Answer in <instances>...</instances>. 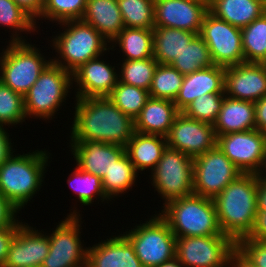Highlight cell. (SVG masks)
Returning <instances> with one entry per match:
<instances>
[{
    "mask_svg": "<svg viewBox=\"0 0 266 267\" xmlns=\"http://www.w3.org/2000/svg\"><path fill=\"white\" fill-rule=\"evenodd\" d=\"M75 99L70 142L97 141L126 146L135 132L131 117L108 97Z\"/></svg>",
    "mask_w": 266,
    "mask_h": 267,
    "instance_id": "obj_1",
    "label": "cell"
},
{
    "mask_svg": "<svg viewBox=\"0 0 266 267\" xmlns=\"http://www.w3.org/2000/svg\"><path fill=\"white\" fill-rule=\"evenodd\" d=\"M223 234L235 243L247 237L257 214V175L242 173L213 199Z\"/></svg>",
    "mask_w": 266,
    "mask_h": 267,
    "instance_id": "obj_2",
    "label": "cell"
},
{
    "mask_svg": "<svg viewBox=\"0 0 266 267\" xmlns=\"http://www.w3.org/2000/svg\"><path fill=\"white\" fill-rule=\"evenodd\" d=\"M48 153L35 150L13 154L0 166V193L19 211L40 191L50 162Z\"/></svg>",
    "mask_w": 266,
    "mask_h": 267,
    "instance_id": "obj_3",
    "label": "cell"
},
{
    "mask_svg": "<svg viewBox=\"0 0 266 267\" xmlns=\"http://www.w3.org/2000/svg\"><path fill=\"white\" fill-rule=\"evenodd\" d=\"M59 24L61 28L65 27L64 31L51 39L53 50L59 56L51 60L64 70L73 73L82 64L104 55L105 51L109 52L110 42L82 19L68 20L57 25Z\"/></svg>",
    "mask_w": 266,
    "mask_h": 267,
    "instance_id": "obj_4",
    "label": "cell"
},
{
    "mask_svg": "<svg viewBox=\"0 0 266 267\" xmlns=\"http://www.w3.org/2000/svg\"><path fill=\"white\" fill-rule=\"evenodd\" d=\"M163 205L159 214L176 238L225 235L220 229L213 199L193 193Z\"/></svg>",
    "mask_w": 266,
    "mask_h": 267,
    "instance_id": "obj_5",
    "label": "cell"
},
{
    "mask_svg": "<svg viewBox=\"0 0 266 267\" xmlns=\"http://www.w3.org/2000/svg\"><path fill=\"white\" fill-rule=\"evenodd\" d=\"M0 55V81L23 96L52 61L27 41L9 42Z\"/></svg>",
    "mask_w": 266,
    "mask_h": 267,
    "instance_id": "obj_6",
    "label": "cell"
},
{
    "mask_svg": "<svg viewBox=\"0 0 266 267\" xmlns=\"http://www.w3.org/2000/svg\"><path fill=\"white\" fill-rule=\"evenodd\" d=\"M71 87L72 73L51 61L24 96L26 118L52 120Z\"/></svg>",
    "mask_w": 266,
    "mask_h": 267,
    "instance_id": "obj_7",
    "label": "cell"
},
{
    "mask_svg": "<svg viewBox=\"0 0 266 267\" xmlns=\"http://www.w3.org/2000/svg\"><path fill=\"white\" fill-rule=\"evenodd\" d=\"M154 215L145 223L123 232L143 267H156L175 257L176 236L159 213Z\"/></svg>",
    "mask_w": 266,
    "mask_h": 267,
    "instance_id": "obj_8",
    "label": "cell"
},
{
    "mask_svg": "<svg viewBox=\"0 0 266 267\" xmlns=\"http://www.w3.org/2000/svg\"><path fill=\"white\" fill-rule=\"evenodd\" d=\"M149 177L164 204L189 196L193 194V158L166 147Z\"/></svg>",
    "mask_w": 266,
    "mask_h": 267,
    "instance_id": "obj_9",
    "label": "cell"
},
{
    "mask_svg": "<svg viewBox=\"0 0 266 267\" xmlns=\"http://www.w3.org/2000/svg\"><path fill=\"white\" fill-rule=\"evenodd\" d=\"M76 209H71L73 212L61 220L53 233L48 235L49 254L41 267H76L87 261L88 248L83 247L80 239L82 217Z\"/></svg>",
    "mask_w": 266,
    "mask_h": 267,
    "instance_id": "obj_10",
    "label": "cell"
},
{
    "mask_svg": "<svg viewBox=\"0 0 266 267\" xmlns=\"http://www.w3.org/2000/svg\"><path fill=\"white\" fill-rule=\"evenodd\" d=\"M241 174L216 145L193 158V193L214 199Z\"/></svg>",
    "mask_w": 266,
    "mask_h": 267,
    "instance_id": "obj_11",
    "label": "cell"
},
{
    "mask_svg": "<svg viewBox=\"0 0 266 267\" xmlns=\"http://www.w3.org/2000/svg\"><path fill=\"white\" fill-rule=\"evenodd\" d=\"M236 243L227 235L176 238L175 257L184 267H228Z\"/></svg>",
    "mask_w": 266,
    "mask_h": 267,
    "instance_id": "obj_12",
    "label": "cell"
},
{
    "mask_svg": "<svg viewBox=\"0 0 266 267\" xmlns=\"http://www.w3.org/2000/svg\"><path fill=\"white\" fill-rule=\"evenodd\" d=\"M199 35L209 48L214 65L226 68L244 63L241 28L215 17L208 11Z\"/></svg>",
    "mask_w": 266,
    "mask_h": 267,
    "instance_id": "obj_13",
    "label": "cell"
},
{
    "mask_svg": "<svg viewBox=\"0 0 266 267\" xmlns=\"http://www.w3.org/2000/svg\"><path fill=\"white\" fill-rule=\"evenodd\" d=\"M216 145L242 173L256 174L266 152V138L258 129L219 135Z\"/></svg>",
    "mask_w": 266,
    "mask_h": 267,
    "instance_id": "obj_14",
    "label": "cell"
},
{
    "mask_svg": "<svg viewBox=\"0 0 266 267\" xmlns=\"http://www.w3.org/2000/svg\"><path fill=\"white\" fill-rule=\"evenodd\" d=\"M167 147L195 158L216 146L212 124L189 118L180 112L166 136Z\"/></svg>",
    "mask_w": 266,
    "mask_h": 267,
    "instance_id": "obj_15",
    "label": "cell"
},
{
    "mask_svg": "<svg viewBox=\"0 0 266 267\" xmlns=\"http://www.w3.org/2000/svg\"><path fill=\"white\" fill-rule=\"evenodd\" d=\"M225 96L256 102L266 95V64L240 63L225 68Z\"/></svg>",
    "mask_w": 266,
    "mask_h": 267,
    "instance_id": "obj_16",
    "label": "cell"
},
{
    "mask_svg": "<svg viewBox=\"0 0 266 267\" xmlns=\"http://www.w3.org/2000/svg\"><path fill=\"white\" fill-rule=\"evenodd\" d=\"M41 232L23 222L11 241L5 267H41L50 249L49 233Z\"/></svg>",
    "mask_w": 266,
    "mask_h": 267,
    "instance_id": "obj_17",
    "label": "cell"
},
{
    "mask_svg": "<svg viewBox=\"0 0 266 267\" xmlns=\"http://www.w3.org/2000/svg\"><path fill=\"white\" fill-rule=\"evenodd\" d=\"M155 27L184 29L200 34L208 5L194 0H154Z\"/></svg>",
    "mask_w": 266,
    "mask_h": 267,
    "instance_id": "obj_18",
    "label": "cell"
},
{
    "mask_svg": "<svg viewBox=\"0 0 266 267\" xmlns=\"http://www.w3.org/2000/svg\"><path fill=\"white\" fill-rule=\"evenodd\" d=\"M100 57L89 60L72 73L77 87L75 98L108 97L117 86L119 72Z\"/></svg>",
    "mask_w": 266,
    "mask_h": 267,
    "instance_id": "obj_19",
    "label": "cell"
},
{
    "mask_svg": "<svg viewBox=\"0 0 266 267\" xmlns=\"http://www.w3.org/2000/svg\"><path fill=\"white\" fill-rule=\"evenodd\" d=\"M71 155L76 165L84 172L101 179L108 173L114 163L125 153L126 148L117 144L97 141L70 142Z\"/></svg>",
    "mask_w": 266,
    "mask_h": 267,
    "instance_id": "obj_20",
    "label": "cell"
},
{
    "mask_svg": "<svg viewBox=\"0 0 266 267\" xmlns=\"http://www.w3.org/2000/svg\"><path fill=\"white\" fill-rule=\"evenodd\" d=\"M87 262L90 267H143L133 245L123 234L88 247Z\"/></svg>",
    "mask_w": 266,
    "mask_h": 267,
    "instance_id": "obj_21",
    "label": "cell"
},
{
    "mask_svg": "<svg viewBox=\"0 0 266 267\" xmlns=\"http://www.w3.org/2000/svg\"><path fill=\"white\" fill-rule=\"evenodd\" d=\"M225 68L213 65L185 75L174 104L182 112L196 98L205 94L225 93Z\"/></svg>",
    "mask_w": 266,
    "mask_h": 267,
    "instance_id": "obj_22",
    "label": "cell"
},
{
    "mask_svg": "<svg viewBox=\"0 0 266 267\" xmlns=\"http://www.w3.org/2000/svg\"><path fill=\"white\" fill-rule=\"evenodd\" d=\"M179 113L174 101L149 97L134 119V130L141 134L166 137Z\"/></svg>",
    "mask_w": 266,
    "mask_h": 267,
    "instance_id": "obj_23",
    "label": "cell"
},
{
    "mask_svg": "<svg viewBox=\"0 0 266 267\" xmlns=\"http://www.w3.org/2000/svg\"><path fill=\"white\" fill-rule=\"evenodd\" d=\"M213 126L216 137L256 129L254 102L225 96Z\"/></svg>",
    "mask_w": 266,
    "mask_h": 267,
    "instance_id": "obj_24",
    "label": "cell"
},
{
    "mask_svg": "<svg viewBox=\"0 0 266 267\" xmlns=\"http://www.w3.org/2000/svg\"><path fill=\"white\" fill-rule=\"evenodd\" d=\"M82 20L111 42L124 28L117 0H87Z\"/></svg>",
    "mask_w": 266,
    "mask_h": 267,
    "instance_id": "obj_25",
    "label": "cell"
},
{
    "mask_svg": "<svg viewBox=\"0 0 266 267\" xmlns=\"http://www.w3.org/2000/svg\"><path fill=\"white\" fill-rule=\"evenodd\" d=\"M208 11L233 26L243 28L266 12V0H210Z\"/></svg>",
    "mask_w": 266,
    "mask_h": 267,
    "instance_id": "obj_26",
    "label": "cell"
},
{
    "mask_svg": "<svg viewBox=\"0 0 266 267\" xmlns=\"http://www.w3.org/2000/svg\"><path fill=\"white\" fill-rule=\"evenodd\" d=\"M167 147V140L162 135L141 134L134 132L126 144V153L135 170L143 172L153 170Z\"/></svg>",
    "mask_w": 266,
    "mask_h": 267,
    "instance_id": "obj_27",
    "label": "cell"
},
{
    "mask_svg": "<svg viewBox=\"0 0 266 267\" xmlns=\"http://www.w3.org/2000/svg\"><path fill=\"white\" fill-rule=\"evenodd\" d=\"M196 35L184 29L154 27L153 58L158 64L170 65Z\"/></svg>",
    "mask_w": 266,
    "mask_h": 267,
    "instance_id": "obj_28",
    "label": "cell"
},
{
    "mask_svg": "<svg viewBox=\"0 0 266 267\" xmlns=\"http://www.w3.org/2000/svg\"><path fill=\"white\" fill-rule=\"evenodd\" d=\"M115 43V45H114ZM110 50L119 46L125 55L123 60H142L153 57V29L129 28L123 30L110 42Z\"/></svg>",
    "mask_w": 266,
    "mask_h": 267,
    "instance_id": "obj_29",
    "label": "cell"
},
{
    "mask_svg": "<svg viewBox=\"0 0 266 267\" xmlns=\"http://www.w3.org/2000/svg\"><path fill=\"white\" fill-rule=\"evenodd\" d=\"M137 175H139L138 172L127 153H125L102 178V186L106 197L111 201V199L114 200L113 197H120L119 194L128 192L127 190L135 186Z\"/></svg>",
    "mask_w": 266,
    "mask_h": 267,
    "instance_id": "obj_30",
    "label": "cell"
},
{
    "mask_svg": "<svg viewBox=\"0 0 266 267\" xmlns=\"http://www.w3.org/2000/svg\"><path fill=\"white\" fill-rule=\"evenodd\" d=\"M244 62L266 64V12L241 28Z\"/></svg>",
    "mask_w": 266,
    "mask_h": 267,
    "instance_id": "obj_31",
    "label": "cell"
},
{
    "mask_svg": "<svg viewBox=\"0 0 266 267\" xmlns=\"http://www.w3.org/2000/svg\"><path fill=\"white\" fill-rule=\"evenodd\" d=\"M170 65L185 76L200 69L211 67L214 63L209 48L198 34Z\"/></svg>",
    "mask_w": 266,
    "mask_h": 267,
    "instance_id": "obj_32",
    "label": "cell"
},
{
    "mask_svg": "<svg viewBox=\"0 0 266 267\" xmlns=\"http://www.w3.org/2000/svg\"><path fill=\"white\" fill-rule=\"evenodd\" d=\"M0 26L12 30L10 42H25L20 33L31 34L37 30L35 21L13 0H0Z\"/></svg>",
    "mask_w": 266,
    "mask_h": 267,
    "instance_id": "obj_33",
    "label": "cell"
},
{
    "mask_svg": "<svg viewBox=\"0 0 266 267\" xmlns=\"http://www.w3.org/2000/svg\"><path fill=\"white\" fill-rule=\"evenodd\" d=\"M124 27L153 29L155 27L154 0H117Z\"/></svg>",
    "mask_w": 266,
    "mask_h": 267,
    "instance_id": "obj_34",
    "label": "cell"
},
{
    "mask_svg": "<svg viewBox=\"0 0 266 267\" xmlns=\"http://www.w3.org/2000/svg\"><path fill=\"white\" fill-rule=\"evenodd\" d=\"M69 176L68 186L78 195L77 199L82 205H91L94 199L102 200L101 202L109 201L104 193L100 177L82 171L77 165Z\"/></svg>",
    "mask_w": 266,
    "mask_h": 267,
    "instance_id": "obj_35",
    "label": "cell"
},
{
    "mask_svg": "<svg viewBox=\"0 0 266 267\" xmlns=\"http://www.w3.org/2000/svg\"><path fill=\"white\" fill-rule=\"evenodd\" d=\"M184 75L171 65L158 64L155 68L149 96L174 101L177 97Z\"/></svg>",
    "mask_w": 266,
    "mask_h": 267,
    "instance_id": "obj_36",
    "label": "cell"
},
{
    "mask_svg": "<svg viewBox=\"0 0 266 267\" xmlns=\"http://www.w3.org/2000/svg\"><path fill=\"white\" fill-rule=\"evenodd\" d=\"M149 91L118 81L108 98L133 120L139 115L149 98Z\"/></svg>",
    "mask_w": 266,
    "mask_h": 267,
    "instance_id": "obj_37",
    "label": "cell"
},
{
    "mask_svg": "<svg viewBox=\"0 0 266 267\" xmlns=\"http://www.w3.org/2000/svg\"><path fill=\"white\" fill-rule=\"evenodd\" d=\"M158 62L152 58L122 60L119 82L149 91Z\"/></svg>",
    "mask_w": 266,
    "mask_h": 267,
    "instance_id": "obj_38",
    "label": "cell"
},
{
    "mask_svg": "<svg viewBox=\"0 0 266 267\" xmlns=\"http://www.w3.org/2000/svg\"><path fill=\"white\" fill-rule=\"evenodd\" d=\"M87 0H44L39 19H47L60 23L68 20L82 19Z\"/></svg>",
    "mask_w": 266,
    "mask_h": 267,
    "instance_id": "obj_39",
    "label": "cell"
},
{
    "mask_svg": "<svg viewBox=\"0 0 266 267\" xmlns=\"http://www.w3.org/2000/svg\"><path fill=\"white\" fill-rule=\"evenodd\" d=\"M24 96L0 81V125L14 126L25 121Z\"/></svg>",
    "mask_w": 266,
    "mask_h": 267,
    "instance_id": "obj_40",
    "label": "cell"
},
{
    "mask_svg": "<svg viewBox=\"0 0 266 267\" xmlns=\"http://www.w3.org/2000/svg\"><path fill=\"white\" fill-rule=\"evenodd\" d=\"M225 93L205 94L196 98L182 112L194 120L214 124L221 110Z\"/></svg>",
    "mask_w": 266,
    "mask_h": 267,
    "instance_id": "obj_41",
    "label": "cell"
},
{
    "mask_svg": "<svg viewBox=\"0 0 266 267\" xmlns=\"http://www.w3.org/2000/svg\"><path fill=\"white\" fill-rule=\"evenodd\" d=\"M236 248L255 266L266 267V241L244 237L236 243Z\"/></svg>",
    "mask_w": 266,
    "mask_h": 267,
    "instance_id": "obj_42",
    "label": "cell"
},
{
    "mask_svg": "<svg viewBox=\"0 0 266 267\" xmlns=\"http://www.w3.org/2000/svg\"><path fill=\"white\" fill-rule=\"evenodd\" d=\"M19 210L0 193V229L9 226L10 224H22L17 220Z\"/></svg>",
    "mask_w": 266,
    "mask_h": 267,
    "instance_id": "obj_43",
    "label": "cell"
},
{
    "mask_svg": "<svg viewBox=\"0 0 266 267\" xmlns=\"http://www.w3.org/2000/svg\"><path fill=\"white\" fill-rule=\"evenodd\" d=\"M21 224H10L0 229V263H5L11 241Z\"/></svg>",
    "mask_w": 266,
    "mask_h": 267,
    "instance_id": "obj_44",
    "label": "cell"
},
{
    "mask_svg": "<svg viewBox=\"0 0 266 267\" xmlns=\"http://www.w3.org/2000/svg\"><path fill=\"white\" fill-rule=\"evenodd\" d=\"M13 1L35 21L36 28H39L37 27L36 20L41 15L44 6V0H13Z\"/></svg>",
    "mask_w": 266,
    "mask_h": 267,
    "instance_id": "obj_45",
    "label": "cell"
},
{
    "mask_svg": "<svg viewBox=\"0 0 266 267\" xmlns=\"http://www.w3.org/2000/svg\"><path fill=\"white\" fill-rule=\"evenodd\" d=\"M247 237L252 240L266 241V211H257L252 232Z\"/></svg>",
    "mask_w": 266,
    "mask_h": 267,
    "instance_id": "obj_46",
    "label": "cell"
},
{
    "mask_svg": "<svg viewBox=\"0 0 266 267\" xmlns=\"http://www.w3.org/2000/svg\"><path fill=\"white\" fill-rule=\"evenodd\" d=\"M4 125H0V166L7 161L14 153L11 145L10 135L6 132Z\"/></svg>",
    "mask_w": 266,
    "mask_h": 267,
    "instance_id": "obj_47",
    "label": "cell"
},
{
    "mask_svg": "<svg viewBox=\"0 0 266 267\" xmlns=\"http://www.w3.org/2000/svg\"><path fill=\"white\" fill-rule=\"evenodd\" d=\"M256 129L262 130L266 126V95L254 103Z\"/></svg>",
    "mask_w": 266,
    "mask_h": 267,
    "instance_id": "obj_48",
    "label": "cell"
},
{
    "mask_svg": "<svg viewBox=\"0 0 266 267\" xmlns=\"http://www.w3.org/2000/svg\"><path fill=\"white\" fill-rule=\"evenodd\" d=\"M228 267H257V266H255L237 248H235L230 254Z\"/></svg>",
    "mask_w": 266,
    "mask_h": 267,
    "instance_id": "obj_49",
    "label": "cell"
},
{
    "mask_svg": "<svg viewBox=\"0 0 266 267\" xmlns=\"http://www.w3.org/2000/svg\"><path fill=\"white\" fill-rule=\"evenodd\" d=\"M257 211H266V180L257 178Z\"/></svg>",
    "mask_w": 266,
    "mask_h": 267,
    "instance_id": "obj_50",
    "label": "cell"
},
{
    "mask_svg": "<svg viewBox=\"0 0 266 267\" xmlns=\"http://www.w3.org/2000/svg\"><path fill=\"white\" fill-rule=\"evenodd\" d=\"M156 267H184V266L181 264V262L176 257H174L173 259L167 262H163Z\"/></svg>",
    "mask_w": 266,
    "mask_h": 267,
    "instance_id": "obj_51",
    "label": "cell"
},
{
    "mask_svg": "<svg viewBox=\"0 0 266 267\" xmlns=\"http://www.w3.org/2000/svg\"><path fill=\"white\" fill-rule=\"evenodd\" d=\"M264 171L266 172V152H265V156L263 158L262 165H261L259 171L256 173L258 179L266 180V173Z\"/></svg>",
    "mask_w": 266,
    "mask_h": 267,
    "instance_id": "obj_52",
    "label": "cell"
},
{
    "mask_svg": "<svg viewBox=\"0 0 266 267\" xmlns=\"http://www.w3.org/2000/svg\"><path fill=\"white\" fill-rule=\"evenodd\" d=\"M194 1L205 3V4H207L208 6H209V4H210V0H194Z\"/></svg>",
    "mask_w": 266,
    "mask_h": 267,
    "instance_id": "obj_53",
    "label": "cell"
},
{
    "mask_svg": "<svg viewBox=\"0 0 266 267\" xmlns=\"http://www.w3.org/2000/svg\"><path fill=\"white\" fill-rule=\"evenodd\" d=\"M76 267H90L89 263L86 261L82 265L76 266Z\"/></svg>",
    "mask_w": 266,
    "mask_h": 267,
    "instance_id": "obj_54",
    "label": "cell"
},
{
    "mask_svg": "<svg viewBox=\"0 0 266 267\" xmlns=\"http://www.w3.org/2000/svg\"><path fill=\"white\" fill-rule=\"evenodd\" d=\"M261 131H262V134L264 135V137L266 138V126Z\"/></svg>",
    "mask_w": 266,
    "mask_h": 267,
    "instance_id": "obj_55",
    "label": "cell"
},
{
    "mask_svg": "<svg viewBox=\"0 0 266 267\" xmlns=\"http://www.w3.org/2000/svg\"><path fill=\"white\" fill-rule=\"evenodd\" d=\"M0 267H5L4 263H0Z\"/></svg>",
    "mask_w": 266,
    "mask_h": 267,
    "instance_id": "obj_56",
    "label": "cell"
}]
</instances>
